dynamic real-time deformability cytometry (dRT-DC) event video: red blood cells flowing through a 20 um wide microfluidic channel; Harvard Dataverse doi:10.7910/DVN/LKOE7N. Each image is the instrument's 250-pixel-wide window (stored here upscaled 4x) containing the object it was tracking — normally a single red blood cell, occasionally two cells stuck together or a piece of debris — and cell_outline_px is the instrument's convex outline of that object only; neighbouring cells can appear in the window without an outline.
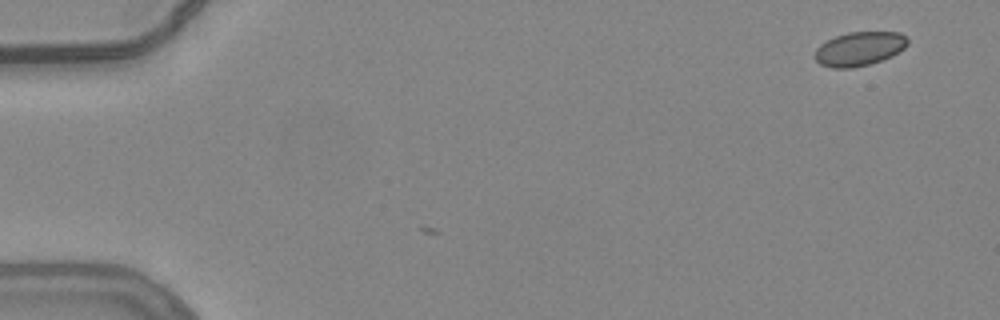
{"species": "common noctule bat (a hibernating species)", "species_latin": "Nyctalus noctula", "temperature_condition": "warm", "stored_images_in_passage": 6, "camera_frame_rate_fps": 3000, "um_per_image_px": 0.085, "animal": {"sex": "female", "body_mass_g": 24.6, "forearm_length_mm": 56.2}, "frame": {"image": 1, "passage_image": 6, "time_ms": 1.667, "image_size_px": [1000, 320], "cell_outline_px": [[908, 44], [904, 48], [892, 56], [868, 64], [852, 68], [832, 68], [820, 64], [812, 56], [816, 48], [820, 44], [836, 36], [848, 32], [900, 32], [908, 36]], "centroid_in_image_um": [73.03, 4.14], "position_along_channel_um": 12.0, "area_um2": 18.5}}